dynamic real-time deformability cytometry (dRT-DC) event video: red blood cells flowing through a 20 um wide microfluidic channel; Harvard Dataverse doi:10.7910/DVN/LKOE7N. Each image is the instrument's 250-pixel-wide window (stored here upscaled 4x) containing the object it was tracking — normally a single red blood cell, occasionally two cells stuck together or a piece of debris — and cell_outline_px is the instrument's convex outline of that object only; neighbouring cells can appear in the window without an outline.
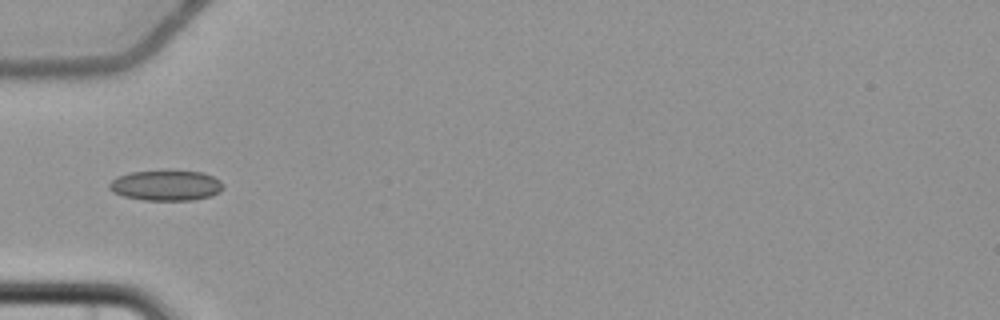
{"species": "common noctule bat (a hibernating species)", "species_latin": "Nyctalus noctula", "temperature_condition": "cold", "stored_images_in_passage": 5, "camera_frame_rate_fps": 3000, "um_per_image_px": 0.085, "animal": {"sex": "female", "body_mass_g": 22.7, "forearm_length_mm": 54.2}, "frame": {"image": 1, "passage_image": 5, "time_ms": 4.667, "image_size_px": [1000, 320], "cell_outline_px": [[224, 188], [220, 192], [212, 196], [192, 200], [144, 200], [124, 196], [112, 192], [108, 188], [108, 184], [116, 176], [132, 172], [164, 168], [168, 168], [204, 172], [220, 180], [224, 184]], "centroid_in_image_um": [14.13, 15.71], "position_along_channel_um": 70.9, "area_um2": 21.1}}